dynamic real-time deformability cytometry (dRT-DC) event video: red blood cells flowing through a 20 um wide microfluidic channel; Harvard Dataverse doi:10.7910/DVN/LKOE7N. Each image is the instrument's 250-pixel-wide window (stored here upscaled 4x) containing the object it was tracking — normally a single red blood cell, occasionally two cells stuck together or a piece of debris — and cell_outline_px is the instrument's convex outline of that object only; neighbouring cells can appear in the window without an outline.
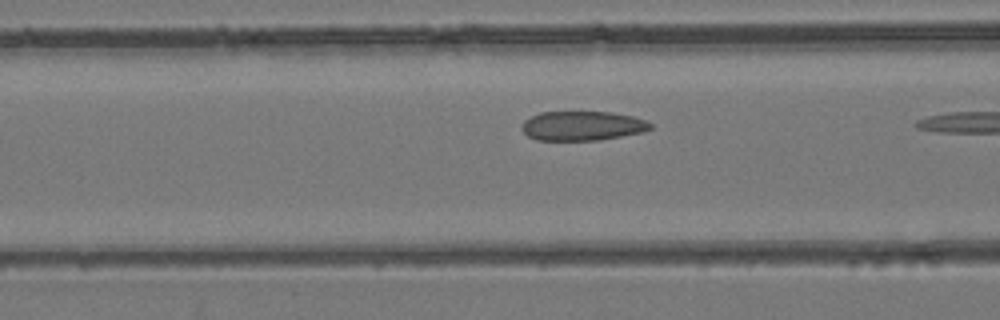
{"species": "common noctule bat (a hibernating species)", "species_latin": "Nyctalus noctula", "temperature_condition": "room temperature", "stored_images_in_passage": 9, "camera_frame_rate_fps": 3000, "um_per_image_px": 0.085, "animal": {"sex": "female", "body_mass_g": 24.6, "forearm_length_mm": 56.2}, "frame": {"image": 1, "passage_image": 8, "time_ms": 2.333, "image_size_px": [1000, 320], "cell_outline_px": [[652, 128], [640, 132], [600, 140], [536, 140], [528, 136], [520, 128], [524, 120], [540, 112], [612, 112], [632, 116], [644, 120], [652, 124]], "centroid_in_image_um": [49.46, 10.69], "position_along_channel_um": 117.1, "area_um2": 21.91}}